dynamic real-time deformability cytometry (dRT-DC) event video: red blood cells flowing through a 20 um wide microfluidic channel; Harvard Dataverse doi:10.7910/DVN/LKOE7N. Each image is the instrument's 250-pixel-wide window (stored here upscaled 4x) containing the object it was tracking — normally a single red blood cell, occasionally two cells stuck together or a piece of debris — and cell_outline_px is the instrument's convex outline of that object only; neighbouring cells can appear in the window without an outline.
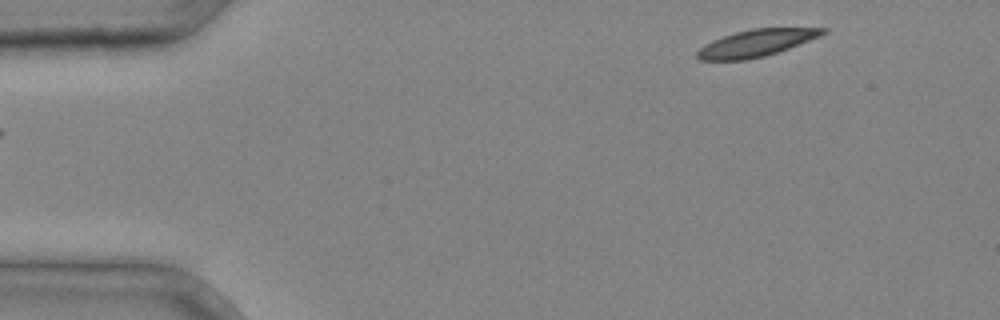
{"species": "common noctule bat (a hibernating species)", "species_latin": "Nyctalus noctula", "temperature_condition": "cold", "stored_images_in_passage": 3, "camera_frame_rate_fps": 3000, "um_per_image_px": 0.085, "animal": {"sex": "male", "body_mass_g": 20.4}, "frame": {"image": 1, "passage_image": 1, "time_ms": 0.0, "image_size_px": [1000, 320], "cell_outline_px": [[828, 32], [820, 36], [788, 48], [764, 56], [744, 60], [700, 60], [696, 56], [696, 52], [704, 44], [712, 40], [736, 32], [752, 28], [828, 28]], "centroid_in_image_um": [64.26, 3.65], "position_along_channel_um": 20.7, "area_um2": 19.54}}
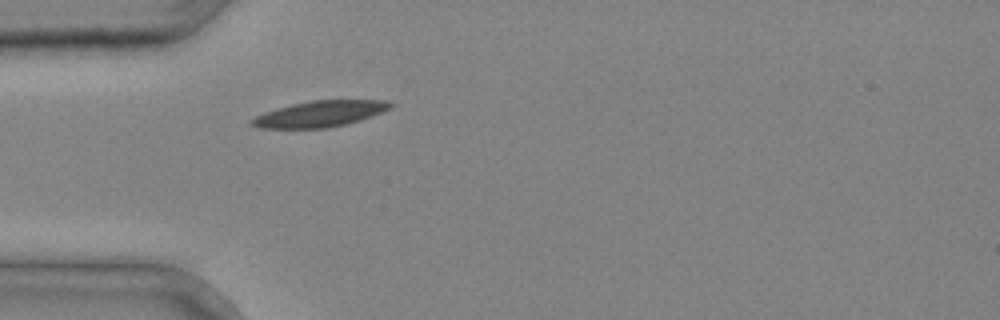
{"frame": {"image": 2, "passage_image": 3, "time_ms": 0.667, "image_size_px": [1000, 320], "cell_outline_px": [[396, 104], [392, 108], [372, 116], [348, 124], [328, 128], [260, 128], [248, 124], [248, 120], [264, 112], [276, 108], [292, 104], [312, 100], [388, 100]], "centroid_in_image_um": [27.21, 9.68], "position_along_channel_um": 57.8, "area_um2": 21.33}}